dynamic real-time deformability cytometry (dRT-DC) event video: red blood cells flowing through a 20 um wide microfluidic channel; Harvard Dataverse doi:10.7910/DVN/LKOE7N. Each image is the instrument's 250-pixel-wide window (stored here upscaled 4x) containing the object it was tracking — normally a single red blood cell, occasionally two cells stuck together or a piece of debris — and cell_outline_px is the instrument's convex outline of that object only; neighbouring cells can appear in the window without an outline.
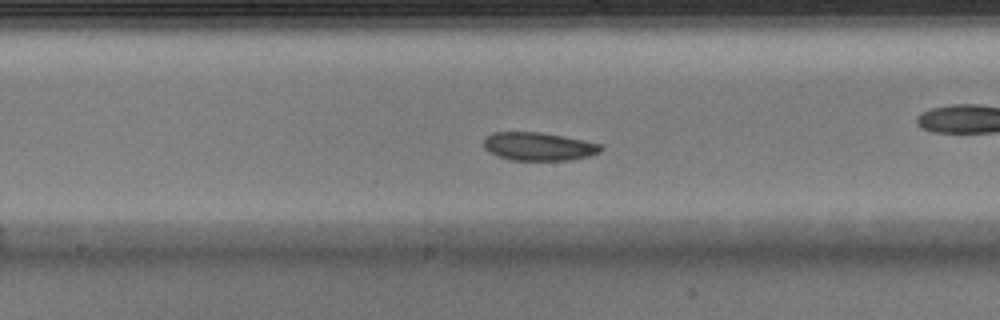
{"species": "Egyptian fruit bat (a non-hibernating species)", "species_latin": "Rousettus aegyptiacus", "temperature_condition": "warm", "stored_images_in_passage": 39, "camera_frame_rate_fps": 3000, "um_per_image_px": 0.085, "animal": {"sex": "male"}, "frame": {"image": 1, "passage_image": 17, "time_ms": 5.333, "image_size_px": [1000, 320], "cell_outline_px": [[604, 148], [600, 152], [588, 156], [572, 160], [512, 160], [496, 156], [488, 152], [484, 148], [484, 140], [492, 132], [540, 132], [564, 136], [604, 144]], "centroid_in_image_um": [45.81, 12.45], "position_along_channel_um": 202.4, "area_um2": 19.48}}